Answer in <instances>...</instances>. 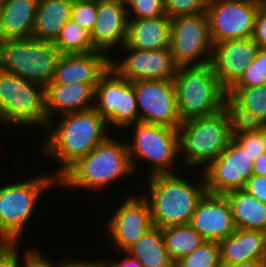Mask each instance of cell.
<instances>
[{
	"mask_svg": "<svg viewBox=\"0 0 266 267\" xmlns=\"http://www.w3.org/2000/svg\"><path fill=\"white\" fill-rule=\"evenodd\" d=\"M162 235L167 253L174 263L193 252L205 241L190 224L163 228Z\"/></svg>",
	"mask_w": 266,
	"mask_h": 267,
	"instance_id": "cell-29",
	"label": "cell"
},
{
	"mask_svg": "<svg viewBox=\"0 0 266 267\" xmlns=\"http://www.w3.org/2000/svg\"><path fill=\"white\" fill-rule=\"evenodd\" d=\"M126 11L128 19L157 18L166 15L164 0H131L126 6Z\"/></svg>",
	"mask_w": 266,
	"mask_h": 267,
	"instance_id": "cell-34",
	"label": "cell"
},
{
	"mask_svg": "<svg viewBox=\"0 0 266 267\" xmlns=\"http://www.w3.org/2000/svg\"><path fill=\"white\" fill-rule=\"evenodd\" d=\"M54 184H58L55 174L46 173L0 187V226L15 243L21 242L37 201Z\"/></svg>",
	"mask_w": 266,
	"mask_h": 267,
	"instance_id": "cell-9",
	"label": "cell"
},
{
	"mask_svg": "<svg viewBox=\"0 0 266 267\" xmlns=\"http://www.w3.org/2000/svg\"><path fill=\"white\" fill-rule=\"evenodd\" d=\"M218 243L222 267L266 257V232L263 231L236 229Z\"/></svg>",
	"mask_w": 266,
	"mask_h": 267,
	"instance_id": "cell-23",
	"label": "cell"
},
{
	"mask_svg": "<svg viewBox=\"0 0 266 267\" xmlns=\"http://www.w3.org/2000/svg\"><path fill=\"white\" fill-rule=\"evenodd\" d=\"M231 205L236 229L266 232V204L243 189L224 194Z\"/></svg>",
	"mask_w": 266,
	"mask_h": 267,
	"instance_id": "cell-27",
	"label": "cell"
},
{
	"mask_svg": "<svg viewBox=\"0 0 266 267\" xmlns=\"http://www.w3.org/2000/svg\"><path fill=\"white\" fill-rule=\"evenodd\" d=\"M120 4H123L124 6H127V4L131 1V0H115Z\"/></svg>",
	"mask_w": 266,
	"mask_h": 267,
	"instance_id": "cell-48",
	"label": "cell"
},
{
	"mask_svg": "<svg viewBox=\"0 0 266 267\" xmlns=\"http://www.w3.org/2000/svg\"><path fill=\"white\" fill-rule=\"evenodd\" d=\"M73 0H38L32 38L53 42L71 17Z\"/></svg>",
	"mask_w": 266,
	"mask_h": 267,
	"instance_id": "cell-26",
	"label": "cell"
},
{
	"mask_svg": "<svg viewBox=\"0 0 266 267\" xmlns=\"http://www.w3.org/2000/svg\"><path fill=\"white\" fill-rule=\"evenodd\" d=\"M129 127H134L132 143L126 142L133 172L137 170V161L141 159V162L150 163L147 177L174 174L172 168L176 167L174 165L179 157L177 129L141 121L126 129Z\"/></svg>",
	"mask_w": 266,
	"mask_h": 267,
	"instance_id": "cell-8",
	"label": "cell"
},
{
	"mask_svg": "<svg viewBox=\"0 0 266 267\" xmlns=\"http://www.w3.org/2000/svg\"><path fill=\"white\" fill-rule=\"evenodd\" d=\"M94 109L109 129L112 125L126 129L140 121L134 85L111 67L100 77L95 88Z\"/></svg>",
	"mask_w": 266,
	"mask_h": 267,
	"instance_id": "cell-11",
	"label": "cell"
},
{
	"mask_svg": "<svg viewBox=\"0 0 266 267\" xmlns=\"http://www.w3.org/2000/svg\"><path fill=\"white\" fill-rule=\"evenodd\" d=\"M226 95L235 125L256 127L266 124V84L230 87Z\"/></svg>",
	"mask_w": 266,
	"mask_h": 267,
	"instance_id": "cell-22",
	"label": "cell"
},
{
	"mask_svg": "<svg viewBox=\"0 0 266 267\" xmlns=\"http://www.w3.org/2000/svg\"><path fill=\"white\" fill-rule=\"evenodd\" d=\"M93 267H110V265L103 259L101 260H95L93 259Z\"/></svg>",
	"mask_w": 266,
	"mask_h": 267,
	"instance_id": "cell-46",
	"label": "cell"
},
{
	"mask_svg": "<svg viewBox=\"0 0 266 267\" xmlns=\"http://www.w3.org/2000/svg\"><path fill=\"white\" fill-rule=\"evenodd\" d=\"M131 83L141 122L174 129L180 126L173 80H138Z\"/></svg>",
	"mask_w": 266,
	"mask_h": 267,
	"instance_id": "cell-13",
	"label": "cell"
},
{
	"mask_svg": "<svg viewBox=\"0 0 266 267\" xmlns=\"http://www.w3.org/2000/svg\"><path fill=\"white\" fill-rule=\"evenodd\" d=\"M16 243L10 238V236L0 226V254L8 251Z\"/></svg>",
	"mask_w": 266,
	"mask_h": 267,
	"instance_id": "cell-44",
	"label": "cell"
},
{
	"mask_svg": "<svg viewBox=\"0 0 266 267\" xmlns=\"http://www.w3.org/2000/svg\"><path fill=\"white\" fill-rule=\"evenodd\" d=\"M19 246L20 244L16 243L8 251L0 254V267H20L22 255L19 254Z\"/></svg>",
	"mask_w": 266,
	"mask_h": 267,
	"instance_id": "cell-40",
	"label": "cell"
},
{
	"mask_svg": "<svg viewBox=\"0 0 266 267\" xmlns=\"http://www.w3.org/2000/svg\"><path fill=\"white\" fill-rule=\"evenodd\" d=\"M210 0H164L165 14L169 18L206 12Z\"/></svg>",
	"mask_w": 266,
	"mask_h": 267,
	"instance_id": "cell-35",
	"label": "cell"
},
{
	"mask_svg": "<svg viewBox=\"0 0 266 267\" xmlns=\"http://www.w3.org/2000/svg\"><path fill=\"white\" fill-rule=\"evenodd\" d=\"M201 175L202 178L192 184L175 173L148 177L149 196L143 194L142 197L149 204L155 227L163 229L190 223L199 201L207 192L202 172Z\"/></svg>",
	"mask_w": 266,
	"mask_h": 267,
	"instance_id": "cell-2",
	"label": "cell"
},
{
	"mask_svg": "<svg viewBox=\"0 0 266 267\" xmlns=\"http://www.w3.org/2000/svg\"><path fill=\"white\" fill-rule=\"evenodd\" d=\"M60 56L49 41L32 37L0 39V69L44 88L51 82Z\"/></svg>",
	"mask_w": 266,
	"mask_h": 267,
	"instance_id": "cell-6",
	"label": "cell"
},
{
	"mask_svg": "<svg viewBox=\"0 0 266 267\" xmlns=\"http://www.w3.org/2000/svg\"><path fill=\"white\" fill-rule=\"evenodd\" d=\"M127 57L122 60L110 57V67L129 82L138 80H174L178 66L169 48L137 50L123 45Z\"/></svg>",
	"mask_w": 266,
	"mask_h": 267,
	"instance_id": "cell-16",
	"label": "cell"
},
{
	"mask_svg": "<svg viewBox=\"0 0 266 267\" xmlns=\"http://www.w3.org/2000/svg\"><path fill=\"white\" fill-rule=\"evenodd\" d=\"M95 23L90 33L92 43L98 51L108 55L109 50L122 47L127 36L126 6L115 0H97Z\"/></svg>",
	"mask_w": 266,
	"mask_h": 267,
	"instance_id": "cell-20",
	"label": "cell"
},
{
	"mask_svg": "<svg viewBox=\"0 0 266 267\" xmlns=\"http://www.w3.org/2000/svg\"><path fill=\"white\" fill-rule=\"evenodd\" d=\"M253 174L266 176V152L262 153L253 162Z\"/></svg>",
	"mask_w": 266,
	"mask_h": 267,
	"instance_id": "cell-43",
	"label": "cell"
},
{
	"mask_svg": "<svg viewBox=\"0 0 266 267\" xmlns=\"http://www.w3.org/2000/svg\"><path fill=\"white\" fill-rule=\"evenodd\" d=\"M133 173L126 142L112 135L80 158L59 179L58 185L97 192Z\"/></svg>",
	"mask_w": 266,
	"mask_h": 267,
	"instance_id": "cell-3",
	"label": "cell"
},
{
	"mask_svg": "<svg viewBox=\"0 0 266 267\" xmlns=\"http://www.w3.org/2000/svg\"><path fill=\"white\" fill-rule=\"evenodd\" d=\"M226 267H263V259L243 262L240 264H235V265L226 266Z\"/></svg>",
	"mask_w": 266,
	"mask_h": 267,
	"instance_id": "cell-45",
	"label": "cell"
},
{
	"mask_svg": "<svg viewBox=\"0 0 266 267\" xmlns=\"http://www.w3.org/2000/svg\"><path fill=\"white\" fill-rule=\"evenodd\" d=\"M38 0L0 2V39L30 38Z\"/></svg>",
	"mask_w": 266,
	"mask_h": 267,
	"instance_id": "cell-25",
	"label": "cell"
},
{
	"mask_svg": "<svg viewBox=\"0 0 266 267\" xmlns=\"http://www.w3.org/2000/svg\"><path fill=\"white\" fill-rule=\"evenodd\" d=\"M234 126L228 106L212 116L182 122L177 132L183 165L204 170L227 148Z\"/></svg>",
	"mask_w": 266,
	"mask_h": 267,
	"instance_id": "cell-4",
	"label": "cell"
},
{
	"mask_svg": "<svg viewBox=\"0 0 266 267\" xmlns=\"http://www.w3.org/2000/svg\"><path fill=\"white\" fill-rule=\"evenodd\" d=\"M126 252L143 267H174L165 247L162 229L159 227H152Z\"/></svg>",
	"mask_w": 266,
	"mask_h": 267,
	"instance_id": "cell-28",
	"label": "cell"
},
{
	"mask_svg": "<svg viewBox=\"0 0 266 267\" xmlns=\"http://www.w3.org/2000/svg\"><path fill=\"white\" fill-rule=\"evenodd\" d=\"M0 124L45 130V88L0 69Z\"/></svg>",
	"mask_w": 266,
	"mask_h": 267,
	"instance_id": "cell-7",
	"label": "cell"
},
{
	"mask_svg": "<svg viewBox=\"0 0 266 267\" xmlns=\"http://www.w3.org/2000/svg\"><path fill=\"white\" fill-rule=\"evenodd\" d=\"M61 262H60V267H93V261L90 260V261H86V260H80V259H74L72 258L70 260V257L67 259L66 257L65 258H61Z\"/></svg>",
	"mask_w": 266,
	"mask_h": 267,
	"instance_id": "cell-42",
	"label": "cell"
},
{
	"mask_svg": "<svg viewBox=\"0 0 266 267\" xmlns=\"http://www.w3.org/2000/svg\"><path fill=\"white\" fill-rule=\"evenodd\" d=\"M258 50L259 46L252 37L214 44L210 64L226 91L242 76Z\"/></svg>",
	"mask_w": 266,
	"mask_h": 267,
	"instance_id": "cell-18",
	"label": "cell"
},
{
	"mask_svg": "<svg viewBox=\"0 0 266 267\" xmlns=\"http://www.w3.org/2000/svg\"><path fill=\"white\" fill-rule=\"evenodd\" d=\"M110 217L107 229L116 252H126L154 227L149 204L141 195L128 196Z\"/></svg>",
	"mask_w": 266,
	"mask_h": 267,
	"instance_id": "cell-15",
	"label": "cell"
},
{
	"mask_svg": "<svg viewBox=\"0 0 266 267\" xmlns=\"http://www.w3.org/2000/svg\"><path fill=\"white\" fill-rule=\"evenodd\" d=\"M52 43L61 54L98 51L92 43L90 32L71 19L62 27Z\"/></svg>",
	"mask_w": 266,
	"mask_h": 267,
	"instance_id": "cell-30",
	"label": "cell"
},
{
	"mask_svg": "<svg viewBox=\"0 0 266 267\" xmlns=\"http://www.w3.org/2000/svg\"><path fill=\"white\" fill-rule=\"evenodd\" d=\"M174 267H222L219 243L205 240L193 252L175 262Z\"/></svg>",
	"mask_w": 266,
	"mask_h": 267,
	"instance_id": "cell-31",
	"label": "cell"
},
{
	"mask_svg": "<svg viewBox=\"0 0 266 267\" xmlns=\"http://www.w3.org/2000/svg\"><path fill=\"white\" fill-rule=\"evenodd\" d=\"M189 224L207 241L219 242L236 230L227 197L209 192L199 201Z\"/></svg>",
	"mask_w": 266,
	"mask_h": 267,
	"instance_id": "cell-17",
	"label": "cell"
},
{
	"mask_svg": "<svg viewBox=\"0 0 266 267\" xmlns=\"http://www.w3.org/2000/svg\"><path fill=\"white\" fill-rule=\"evenodd\" d=\"M102 51L61 54L52 77L53 84L82 83L96 88L110 67V57Z\"/></svg>",
	"mask_w": 266,
	"mask_h": 267,
	"instance_id": "cell-19",
	"label": "cell"
},
{
	"mask_svg": "<svg viewBox=\"0 0 266 267\" xmlns=\"http://www.w3.org/2000/svg\"><path fill=\"white\" fill-rule=\"evenodd\" d=\"M94 96L95 89L89 84L50 82L45 87L47 123L55 116L94 108Z\"/></svg>",
	"mask_w": 266,
	"mask_h": 267,
	"instance_id": "cell-21",
	"label": "cell"
},
{
	"mask_svg": "<svg viewBox=\"0 0 266 267\" xmlns=\"http://www.w3.org/2000/svg\"><path fill=\"white\" fill-rule=\"evenodd\" d=\"M59 119H58V118ZM48 121L44 130L43 150L60 166L55 171L59 179L80 158L91 152L109 136L107 122L94 109L65 113ZM107 129V130H106Z\"/></svg>",
	"mask_w": 266,
	"mask_h": 267,
	"instance_id": "cell-1",
	"label": "cell"
},
{
	"mask_svg": "<svg viewBox=\"0 0 266 267\" xmlns=\"http://www.w3.org/2000/svg\"><path fill=\"white\" fill-rule=\"evenodd\" d=\"M97 13V0H73L70 19L91 33Z\"/></svg>",
	"mask_w": 266,
	"mask_h": 267,
	"instance_id": "cell-36",
	"label": "cell"
},
{
	"mask_svg": "<svg viewBox=\"0 0 266 267\" xmlns=\"http://www.w3.org/2000/svg\"><path fill=\"white\" fill-rule=\"evenodd\" d=\"M253 162L252 157L232 138L227 148L202 170L207 192L225 194L243 189L253 175Z\"/></svg>",
	"mask_w": 266,
	"mask_h": 267,
	"instance_id": "cell-14",
	"label": "cell"
},
{
	"mask_svg": "<svg viewBox=\"0 0 266 267\" xmlns=\"http://www.w3.org/2000/svg\"><path fill=\"white\" fill-rule=\"evenodd\" d=\"M243 190L266 204V176L253 174L247 180Z\"/></svg>",
	"mask_w": 266,
	"mask_h": 267,
	"instance_id": "cell-39",
	"label": "cell"
},
{
	"mask_svg": "<svg viewBox=\"0 0 266 267\" xmlns=\"http://www.w3.org/2000/svg\"><path fill=\"white\" fill-rule=\"evenodd\" d=\"M263 267H266V257L263 259Z\"/></svg>",
	"mask_w": 266,
	"mask_h": 267,
	"instance_id": "cell-49",
	"label": "cell"
},
{
	"mask_svg": "<svg viewBox=\"0 0 266 267\" xmlns=\"http://www.w3.org/2000/svg\"><path fill=\"white\" fill-rule=\"evenodd\" d=\"M171 18L167 15L157 18L128 19L125 46L137 50H158L169 48Z\"/></svg>",
	"mask_w": 266,
	"mask_h": 267,
	"instance_id": "cell-24",
	"label": "cell"
},
{
	"mask_svg": "<svg viewBox=\"0 0 266 267\" xmlns=\"http://www.w3.org/2000/svg\"><path fill=\"white\" fill-rule=\"evenodd\" d=\"M24 253V261L22 267H60L59 262L50 261L47 257L43 256L37 248H26ZM41 253V254H40ZM56 263V264H55ZM21 267V266H20Z\"/></svg>",
	"mask_w": 266,
	"mask_h": 267,
	"instance_id": "cell-38",
	"label": "cell"
},
{
	"mask_svg": "<svg viewBox=\"0 0 266 267\" xmlns=\"http://www.w3.org/2000/svg\"><path fill=\"white\" fill-rule=\"evenodd\" d=\"M173 83L181 123L212 116L227 106L226 90L211 64L178 67Z\"/></svg>",
	"mask_w": 266,
	"mask_h": 267,
	"instance_id": "cell-5",
	"label": "cell"
},
{
	"mask_svg": "<svg viewBox=\"0 0 266 267\" xmlns=\"http://www.w3.org/2000/svg\"><path fill=\"white\" fill-rule=\"evenodd\" d=\"M252 39L257 43L259 48L266 49V2L259 7L255 16Z\"/></svg>",
	"mask_w": 266,
	"mask_h": 267,
	"instance_id": "cell-37",
	"label": "cell"
},
{
	"mask_svg": "<svg viewBox=\"0 0 266 267\" xmlns=\"http://www.w3.org/2000/svg\"><path fill=\"white\" fill-rule=\"evenodd\" d=\"M122 253H124L123 255H125V257L117 262L109 261L107 258L104 260L110 265V267H143L137 259L133 258L127 252L126 254L125 252Z\"/></svg>",
	"mask_w": 266,
	"mask_h": 267,
	"instance_id": "cell-41",
	"label": "cell"
},
{
	"mask_svg": "<svg viewBox=\"0 0 266 267\" xmlns=\"http://www.w3.org/2000/svg\"><path fill=\"white\" fill-rule=\"evenodd\" d=\"M232 138L256 160L262 153L266 152L262 143V125L246 127L235 125Z\"/></svg>",
	"mask_w": 266,
	"mask_h": 267,
	"instance_id": "cell-32",
	"label": "cell"
},
{
	"mask_svg": "<svg viewBox=\"0 0 266 267\" xmlns=\"http://www.w3.org/2000/svg\"><path fill=\"white\" fill-rule=\"evenodd\" d=\"M266 84V49L259 48L256 58L231 87H256Z\"/></svg>",
	"mask_w": 266,
	"mask_h": 267,
	"instance_id": "cell-33",
	"label": "cell"
},
{
	"mask_svg": "<svg viewBox=\"0 0 266 267\" xmlns=\"http://www.w3.org/2000/svg\"><path fill=\"white\" fill-rule=\"evenodd\" d=\"M262 143H263V147L266 151V124L262 125Z\"/></svg>",
	"mask_w": 266,
	"mask_h": 267,
	"instance_id": "cell-47",
	"label": "cell"
},
{
	"mask_svg": "<svg viewBox=\"0 0 266 267\" xmlns=\"http://www.w3.org/2000/svg\"><path fill=\"white\" fill-rule=\"evenodd\" d=\"M264 0H210L206 9L213 44L253 36L255 16Z\"/></svg>",
	"mask_w": 266,
	"mask_h": 267,
	"instance_id": "cell-12",
	"label": "cell"
},
{
	"mask_svg": "<svg viewBox=\"0 0 266 267\" xmlns=\"http://www.w3.org/2000/svg\"><path fill=\"white\" fill-rule=\"evenodd\" d=\"M213 46L206 12L171 18L169 49L178 67L210 64Z\"/></svg>",
	"mask_w": 266,
	"mask_h": 267,
	"instance_id": "cell-10",
	"label": "cell"
}]
</instances>
